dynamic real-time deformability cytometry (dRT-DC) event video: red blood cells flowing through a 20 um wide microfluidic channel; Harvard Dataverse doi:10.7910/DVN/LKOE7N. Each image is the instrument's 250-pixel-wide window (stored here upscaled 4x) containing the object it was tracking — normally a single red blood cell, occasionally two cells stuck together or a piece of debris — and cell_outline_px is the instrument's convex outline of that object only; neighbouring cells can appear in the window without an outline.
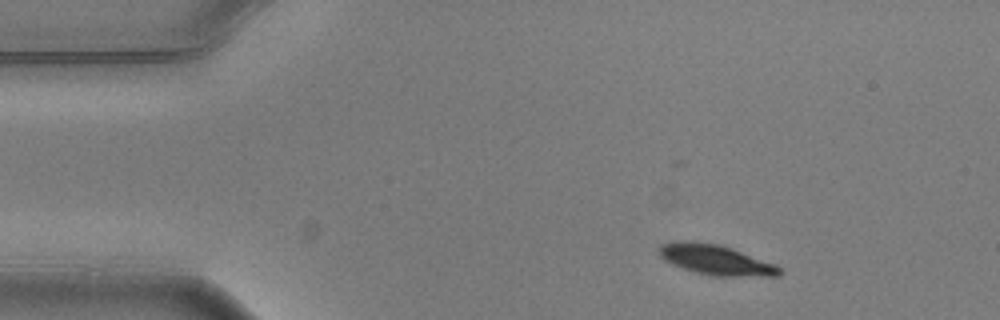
{"species": "common noctule bat (a hibernating species)", "species_latin": "Nyctalus noctula", "temperature_condition": "warm", "stored_images_in_passage": 3, "camera_frame_rate_fps": 3000, "um_per_image_px": 0.085, "animal": {"sex": "male", "body_mass_g": 20.5, "forearm_length_mm": 52.5}, "frame": {"image": 1, "passage_image": 1, "time_ms": 0.0, "image_size_px": [1000, 320], "cell_outline_px": [[780, 276], [712, 276], [696, 272], [672, 264], [664, 260], [660, 256], [656, 248], [660, 244], [672, 240], [692, 240], [720, 244], [732, 248], [776, 264], [780, 268]], "centroid_in_image_um": [60.78, 22.05], "position_along_channel_um": 24.2, "area_um2": 21.5}}